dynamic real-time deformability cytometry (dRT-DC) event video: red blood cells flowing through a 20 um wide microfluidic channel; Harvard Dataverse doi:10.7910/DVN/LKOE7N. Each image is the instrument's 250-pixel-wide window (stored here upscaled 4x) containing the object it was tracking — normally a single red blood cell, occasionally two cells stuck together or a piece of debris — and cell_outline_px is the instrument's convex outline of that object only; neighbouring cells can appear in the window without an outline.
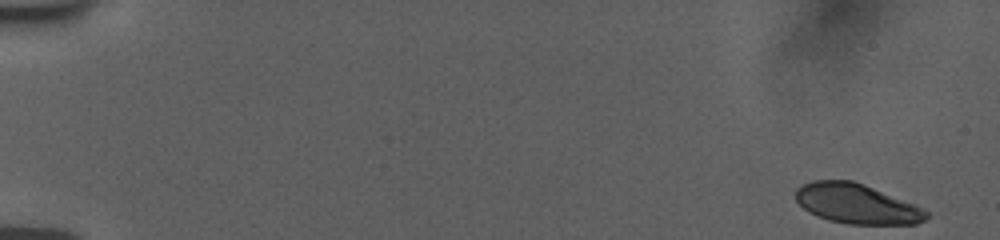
{"species": "human", "species_latin": "Homo sapiens", "temperature_condition": "room temperature", "stored_images_in_passage": 23, "camera_frame_rate_fps": 3000, "um_per_image_px": 0.085, "donor": {"sex": "female"}, "frame": {"image": 1, "passage_image": 1, "time_ms": 0.0, "image_size_px": [1000, 240], "cell_outline_px": [[928, 216], [924, 220], [916, 224], [848, 224], [828, 220], [816, 216], [808, 212], [796, 200], [796, 188], [800, 184], [812, 180], [852, 180], [916, 204], [924, 208], [928, 212]], "centroid_in_image_um": [72.8, 17.32], "position_along_channel_um": 12.2, "area_um2": 30.46}}
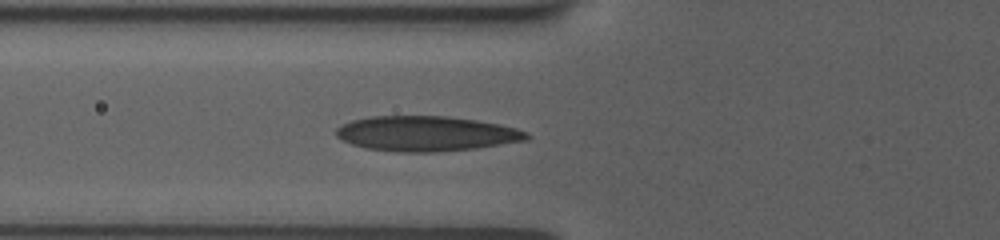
{"frame": {"image": 2, "passage_image": 17, "time_ms": 6.667, "image_size_px": [1000, 240], "cell_outline_px": [[532, 136], [528, 140], [476, 148], [436, 152], [396, 152], [364, 148], [340, 140], [336, 136], [336, 128], [352, 120], [368, 116], [448, 116], [476, 120], [516, 128], [528, 132]], "centroid_in_image_um": [36.22, 11.36], "position_along_channel_um": 89.6, "area_um2": 39.13}}
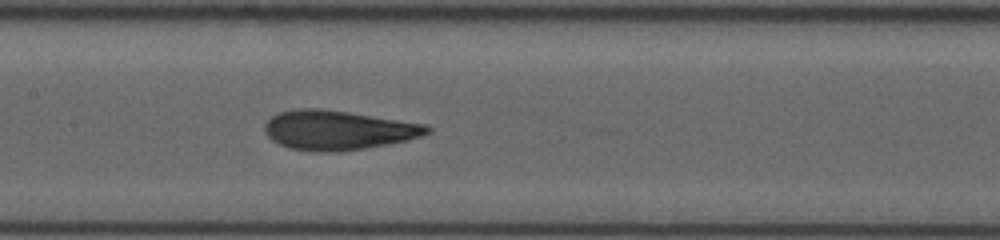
{"frame": {"image": 3, "passage_image": 23, "time_ms": 9.0, "image_size_px": [1000, 240], "cell_outline_px": [[432, 128], [428, 132], [420, 136], [408, 140], [388, 144], [340, 152], [316, 152], [288, 148], [272, 140], [264, 132], [264, 124], [272, 116], [280, 112], [300, 108], [316, 108], [348, 112], [424, 124]], "centroid_in_image_um": [28.69, 11.07], "position_along_channel_um": 178.7, "area_um2": 37.11}}